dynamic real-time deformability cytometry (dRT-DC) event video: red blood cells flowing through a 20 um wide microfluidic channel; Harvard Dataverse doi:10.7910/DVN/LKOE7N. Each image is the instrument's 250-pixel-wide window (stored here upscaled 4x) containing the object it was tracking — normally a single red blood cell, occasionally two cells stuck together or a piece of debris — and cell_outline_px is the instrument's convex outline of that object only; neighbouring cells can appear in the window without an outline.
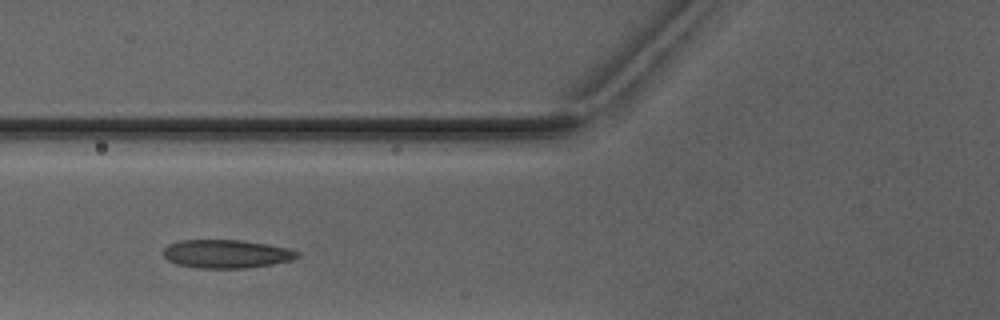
{"species": "Egyptian fruit bat (a non-hibernating species)", "species_latin": "Rousettus aegyptiacus", "temperature_condition": "warm", "stored_images_in_passage": 4, "camera_frame_rate_fps": 3000, "um_per_image_px": 0.085, "animal": {"sex": "male"}, "frame": {"image": 1, "passage_image": 3, "time_ms": 2.333, "image_size_px": [1000, 320], "cell_outline_px": [[300, 256], [292, 260], [272, 264], [244, 268], [196, 268], [176, 264], [168, 260], [160, 252], [168, 244], [180, 240], [240, 240], [288, 248], [300, 252]], "centroid_in_image_um": [19.2, 21.58], "position_along_channel_um": 106.6, "area_um2": 22.25}}
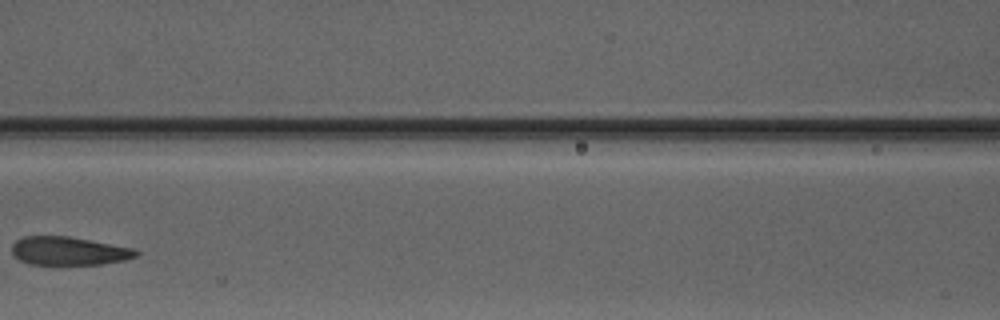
{"frame": {"image": 2, "passage_image": 4, "time_ms": 3.667, "image_size_px": [1000, 320], "cell_outline_px": [[140, 252], [136, 256], [124, 260], [100, 264], [28, 264], [20, 260], [12, 252], [12, 244], [16, 240], [24, 236], [68, 236], [132, 248]], "centroid_in_image_um": [5.82, 21.33], "position_along_channel_um": 160.8, "area_um2": 20.29}}